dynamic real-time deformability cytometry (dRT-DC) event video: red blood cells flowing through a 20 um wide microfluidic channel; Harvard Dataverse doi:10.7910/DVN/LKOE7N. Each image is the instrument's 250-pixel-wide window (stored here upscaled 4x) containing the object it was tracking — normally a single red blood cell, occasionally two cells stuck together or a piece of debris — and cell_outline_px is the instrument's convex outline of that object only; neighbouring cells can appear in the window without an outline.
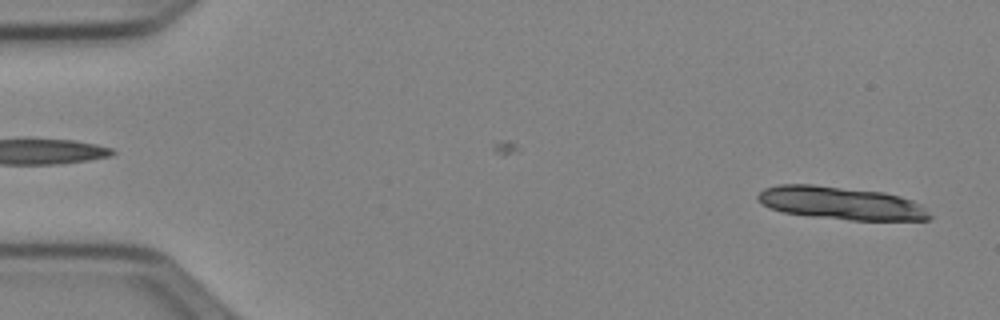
{"species": "Egyptian fruit bat (a non-hibernating species)", "species_latin": "Rousettus aegyptiacus", "temperature_condition": "cold", "stored_images_in_passage": 13, "camera_frame_rate_fps": 3000, "um_per_image_px": 0.085, "animal": {"sex": "female"}, "frame": {"image": 1, "passage_image": 3, "time_ms": 0.667, "image_size_px": [1000, 320], "cell_outline_px": [[932, 216], [928, 220], [848, 220], [812, 216], [784, 212], [768, 208], [760, 204], [756, 200], [756, 196], [764, 188], [780, 184], [812, 184], [884, 192], [900, 196], [912, 200], [920, 204]], "centroid_in_image_um": [71.44, 17.26], "position_along_channel_um": 13.6, "area_um2": 33.06}}